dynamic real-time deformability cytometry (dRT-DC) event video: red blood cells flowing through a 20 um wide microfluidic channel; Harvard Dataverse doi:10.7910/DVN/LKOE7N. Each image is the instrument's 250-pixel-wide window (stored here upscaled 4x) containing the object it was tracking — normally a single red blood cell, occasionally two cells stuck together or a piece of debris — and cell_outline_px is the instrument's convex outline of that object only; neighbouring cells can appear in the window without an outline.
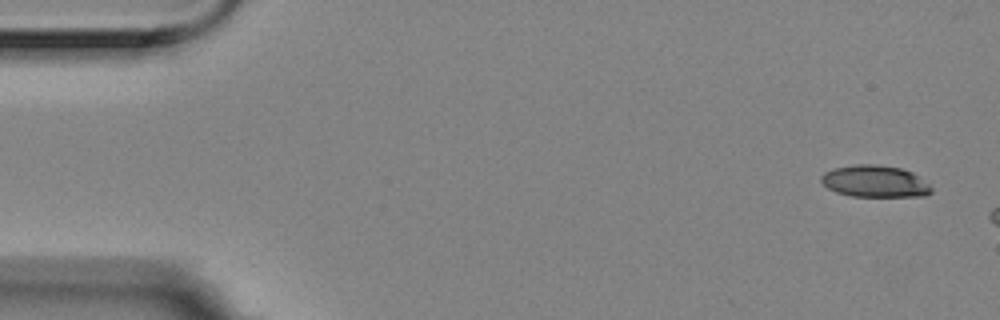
{"species": "Egyptian fruit bat (a non-hibernating species)", "species_latin": "Rousettus aegyptiacus", "temperature_condition": "room temperature", "stored_images_in_passage": 6, "camera_frame_rate_fps": 3000, "um_per_image_px": 0.085, "animal": {"sex": "female"}, "frame": {"image": 1, "passage_image": 6, "time_ms": 1.667, "image_size_px": [1000, 320], "cell_outline_px": [[932, 192], [924, 196], [852, 196], [836, 192], [828, 188], [820, 180], [820, 176], [824, 172], [832, 168], [856, 164], [876, 164], [900, 168], [912, 172], [928, 184], [932, 188]], "centroid_in_image_um": [74.33, 15.4], "position_along_channel_um": 10.7, "area_um2": 20.4}}